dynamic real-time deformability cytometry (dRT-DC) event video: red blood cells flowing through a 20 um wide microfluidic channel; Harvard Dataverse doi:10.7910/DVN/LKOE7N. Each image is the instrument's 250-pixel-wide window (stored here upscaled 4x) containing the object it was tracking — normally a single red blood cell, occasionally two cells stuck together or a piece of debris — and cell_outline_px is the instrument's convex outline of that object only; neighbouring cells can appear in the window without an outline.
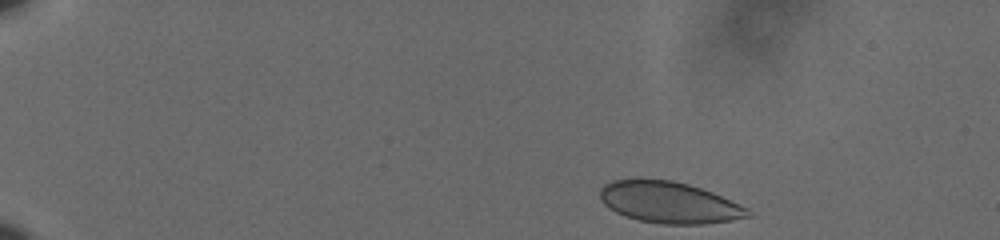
{"species": "human", "species_latin": "Homo sapiens", "temperature_condition": "cold", "stored_images_in_passage": 50, "camera_frame_rate_fps": 3000, "um_per_image_px": 0.085, "donor": {"sex": "male"}, "frame": {"image": 1, "passage_image": 1, "time_ms": 0.0, "image_size_px": [1000, 240], "cell_outline_px": [[756, 216], [732, 220], [704, 224], [664, 224], [640, 220], [616, 212], [608, 208], [604, 204], [600, 196], [600, 188], [604, 184], [612, 180], [672, 180], [688, 184], [712, 192], [748, 208]], "centroid_in_image_um": [56.92, 17.22], "position_along_channel_um": 28.1, "area_um2": 35.43}}
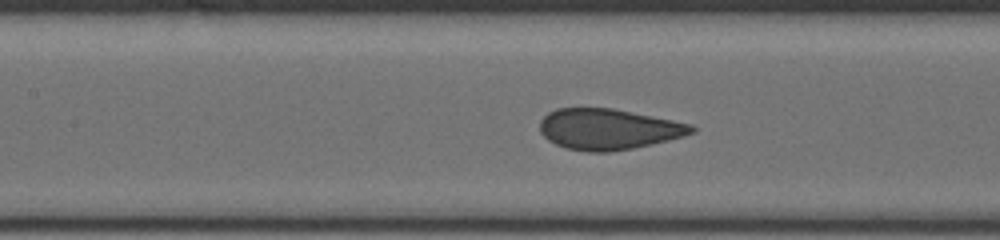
{"frame": {"image": 2, "passage_image": 21, "time_ms": 6.667, "image_size_px": [1000, 240], "cell_outline_px": [[696, 132], [684, 136], [652, 144], [632, 148], [608, 152], [588, 152], [564, 148], [548, 140], [540, 132], [540, 120], [548, 112], [556, 108], [612, 108], [692, 124], [696, 128]], "centroid_in_image_um": [51.7, 10.98], "position_along_channel_um": 155.7, "area_um2": 36.13}}
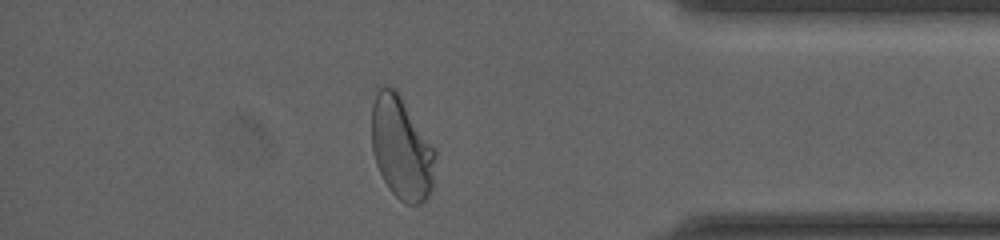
{"frame": {"image": 3, "passage_image": 43, "time_ms": 14.0, "image_size_px": [1000, 240], "cell_outline_px": [[436, 152], [432, 188], [428, 196], [420, 204], [408, 204], [400, 200], [388, 188], [376, 164], [372, 152], [372, 104], [376, 84], [384, 84], [396, 88], [436, 148]], "centroid_in_image_um": [34.11, 12.5], "position_along_channel_um": 401.1, "area_um2": 38.9}, "authors_computed_cell_mechanics": {"area_um2": 36.703, "velocity_mm_per_s": 3.6101, "shape_relaxation_time_tau1_ms": 5.4742, "shape_relaxation_time_tau2_ms": null, "deformation_change_tau1": 0.1073, "deformation_change_tau2": null}}